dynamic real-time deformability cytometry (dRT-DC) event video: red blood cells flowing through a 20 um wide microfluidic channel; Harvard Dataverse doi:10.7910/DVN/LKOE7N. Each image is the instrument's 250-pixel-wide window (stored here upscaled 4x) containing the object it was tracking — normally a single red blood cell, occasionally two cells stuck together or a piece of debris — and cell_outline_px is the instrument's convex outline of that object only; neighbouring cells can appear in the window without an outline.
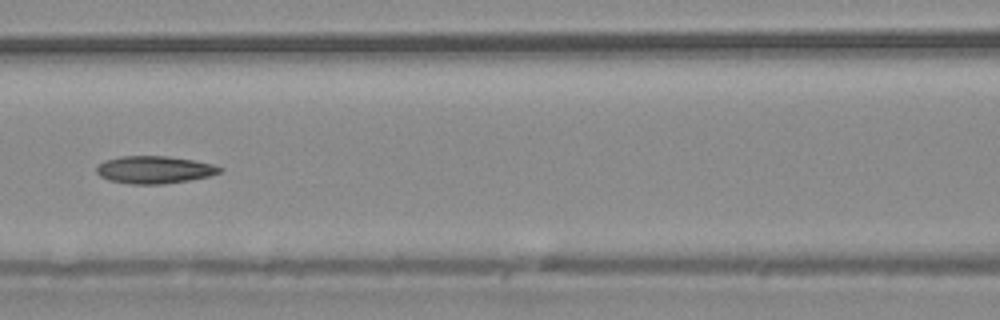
{"species": "common noctule bat (a hibernating species)", "species_latin": "Nyctalus noctula", "temperature_condition": "warm", "stored_images_in_passage": 9, "camera_frame_rate_fps": 3000, "um_per_image_px": 0.085, "animal": {"sex": "male", "body_mass_g": 20.4}, "frame": {"image": 1, "passage_image": 7, "time_ms": 2.0, "image_size_px": [1000, 320], "cell_outline_px": [[224, 168], [220, 172], [208, 176], [188, 180], [164, 184], [128, 184], [108, 180], [100, 176], [96, 172], [96, 168], [104, 160], [120, 156], [168, 156], [196, 160], [216, 164]], "centroid_in_image_um": [13.13, 14.42], "position_along_channel_um": 153.5, "area_um2": 19.94}}
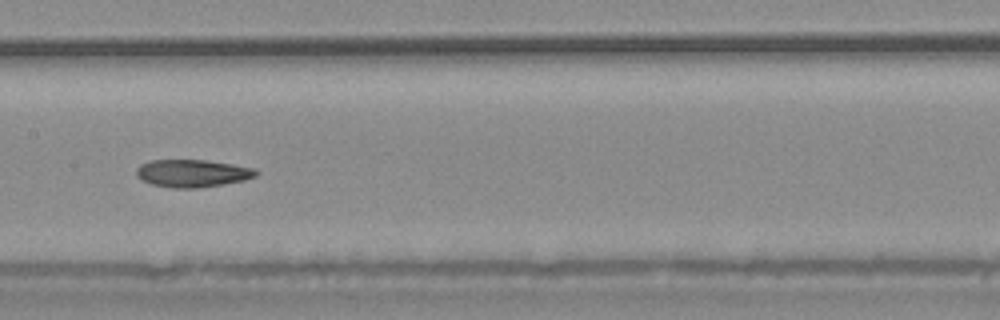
{"frame": {"image": 2, "passage_image": 8, "time_ms": 2.333, "image_size_px": [1000, 320], "cell_outline_px": [[260, 172], [256, 176], [244, 180], [196, 188], [172, 188], [152, 184], [136, 176], [136, 168], [140, 164], [148, 160], [204, 160], [232, 164], [256, 168]], "centroid_in_image_um": [16.35, 14.72], "position_along_channel_um": 191.1, "area_um2": 19.19}}
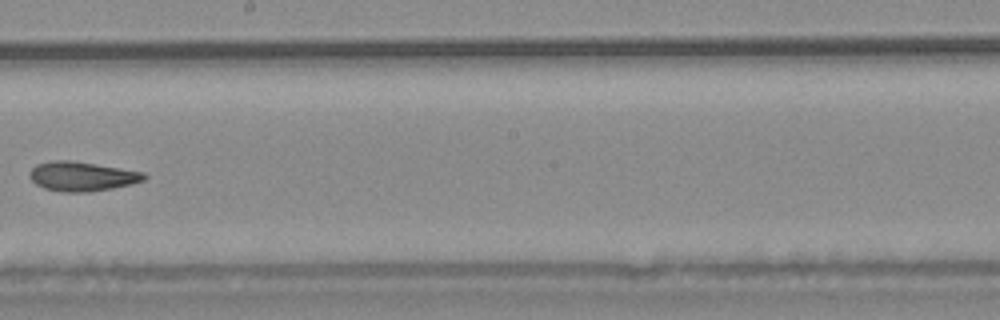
{"frame": {"image": 3, "passage_image": 9, "time_ms": 2.667, "image_size_px": [1000, 320], "cell_outline_px": [[148, 176], [144, 180], [132, 184], [112, 188], [88, 192], [60, 192], [44, 188], [36, 184], [28, 176], [28, 172], [36, 164], [52, 160], [72, 160], [144, 172]], "centroid_in_image_um": [6.94, 14.99], "position_along_channel_um": 241.3, "area_um2": 19.77}}